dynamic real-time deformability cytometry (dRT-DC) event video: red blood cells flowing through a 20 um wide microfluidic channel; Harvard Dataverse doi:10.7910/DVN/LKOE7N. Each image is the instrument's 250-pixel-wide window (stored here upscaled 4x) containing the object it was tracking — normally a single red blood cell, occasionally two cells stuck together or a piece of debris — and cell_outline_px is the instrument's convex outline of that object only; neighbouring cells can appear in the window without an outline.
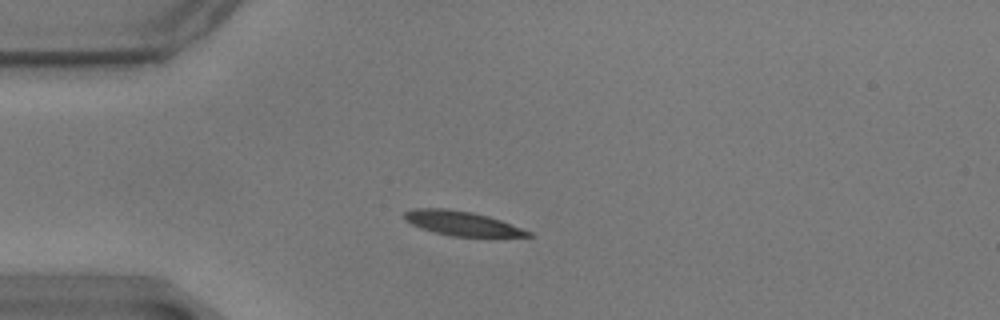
{"species": "common noctule bat (a hibernating species)", "species_latin": "Nyctalus noctula", "temperature_condition": "warm", "stored_images_in_passage": 44, "camera_frame_rate_fps": 3000, "um_per_image_px": 0.085, "animal": {"sex": "male", "body_mass_g": 17.9}, "frame": {"image": 1, "passage_image": 1, "time_ms": 0.0, "image_size_px": [1000, 320], "cell_outline_px": [[532, 236], [452, 236], [420, 228], [404, 220], [404, 212], [412, 208], [444, 208], [472, 212], [488, 216], [500, 220], [532, 232]], "centroid_in_image_um": [39.21, 18.97], "position_along_channel_um": 45.8, "area_um2": 17.34}}
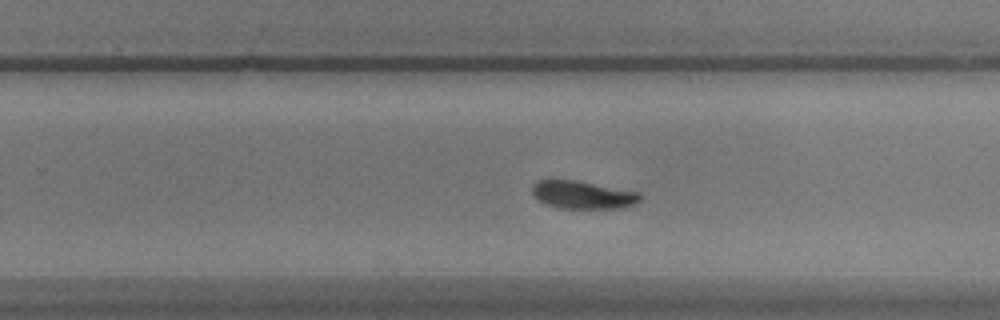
{"frame": {"image": 2, "passage_image": 23, "time_ms": 7.333, "image_size_px": [1000, 320], "cell_outline_px": [[640, 200], [636, 204], [616, 208], [556, 208], [544, 204], [536, 200], [532, 192], [532, 184], [536, 180], [576, 180], [640, 192]], "centroid_in_image_um": [49.48, 16.56], "position_along_channel_um": 280.3, "area_um2": 17.69}}
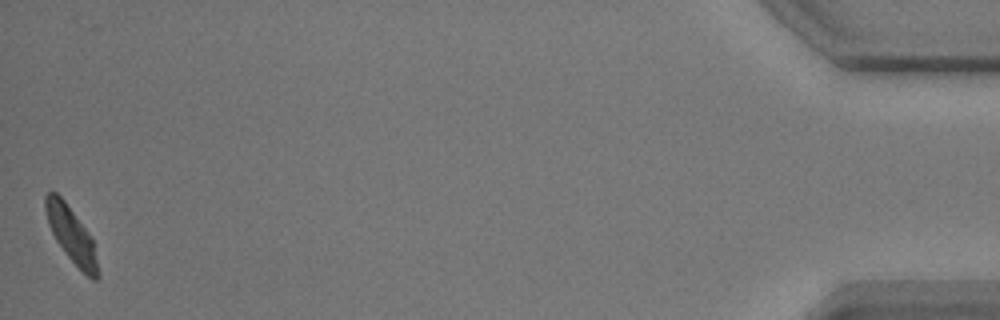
{"frame": {"image": 3, "passage_image": 44, "time_ms": 14.333, "image_size_px": [1000, 320], "cell_outline_px": [[100, 276], [96, 280], [92, 280], [64, 252], [56, 240], [48, 224], [44, 208], [44, 196], [48, 192], [56, 192], [64, 200], [88, 232], [92, 240]], "centroid_in_image_um": [6.04, 19.93], "position_along_channel_um": 429.2, "area_um2": 16.59}, "authors_computed_cell_mechanics": {"area_um2": 17.8313, "velocity_mm_per_s": 3.4527, "shape_relaxation_time_tau1_ms": 3.4331, "shape_relaxation_time_tau2_ms": 2.8731, "deformation_change_tau1": 0.1163, "deformation_change_tau2": 0.0871}}